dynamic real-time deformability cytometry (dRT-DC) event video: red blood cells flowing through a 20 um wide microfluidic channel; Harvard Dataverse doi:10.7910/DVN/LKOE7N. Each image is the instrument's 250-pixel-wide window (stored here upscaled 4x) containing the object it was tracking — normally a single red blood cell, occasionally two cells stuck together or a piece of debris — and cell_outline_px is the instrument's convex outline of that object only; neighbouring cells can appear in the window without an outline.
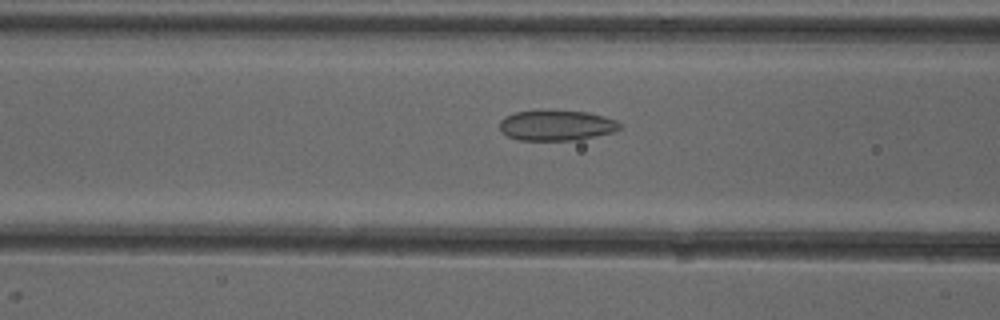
{"species": "common noctule bat (a hibernating species)", "species_latin": "Nyctalus noctula", "temperature_condition": "cold", "stored_images_in_passage": 52, "camera_frame_rate_fps": 3000, "um_per_image_px": 0.085, "animal": {"sex": "female"}, "frame": {"image": 1, "passage_image": 21, "time_ms": 6.667, "image_size_px": [1000, 320], "cell_outline_px": [[620, 128], [612, 132], [596, 136], [576, 140], [520, 140], [508, 136], [500, 128], [500, 120], [504, 116], [516, 112], [540, 108], [588, 112], [604, 116], [616, 120], [620, 124]], "centroid_in_image_um": [47.28, 10.62], "position_along_channel_um": 119.3, "area_um2": 21.73}}
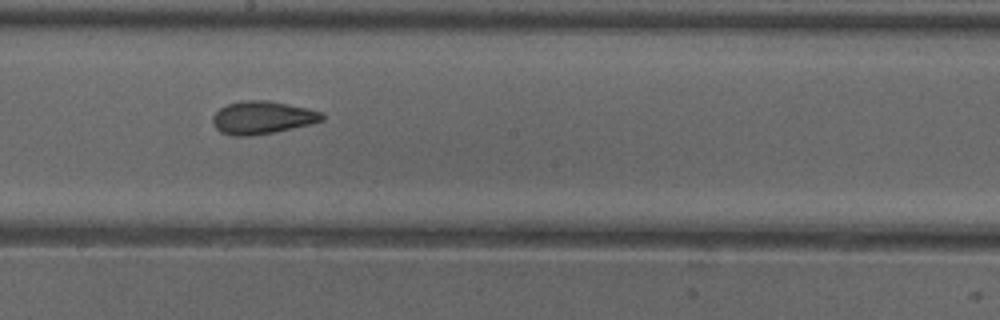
{"frame": {"image": 2, "passage_image": 29, "time_ms": 9.333, "image_size_px": [1000, 320], "cell_outline_px": [[324, 120], [276, 132], [252, 136], [232, 136], [220, 132], [212, 124], [212, 116], [220, 108], [228, 104], [244, 100], [268, 100], [308, 108], [320, 112], [324, 116]], "centroid_in_image_um": [22.26, 10.0], "position_along_channel_um": 225.9, "area_um2": 20.98}}
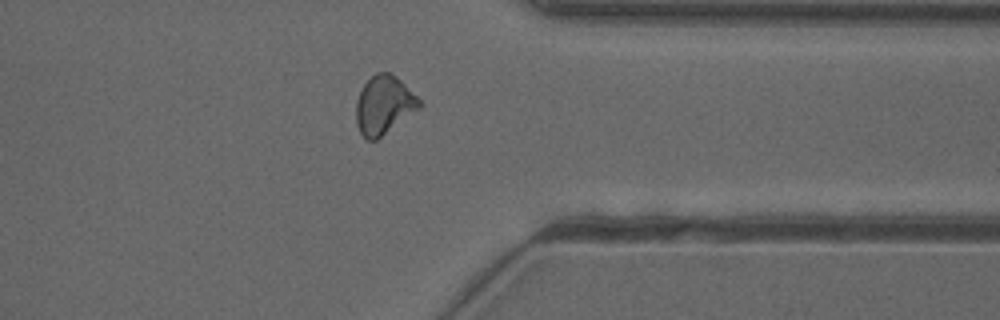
{"frame": {"image": 3, "passage_image": 41, "time_ms": 13.333, "image_size_px": [1000, 320], "cell_outline_px": [[424, 104], [420, 108], [376, 140], [368, 140], [360, 132], [356, 124], [356, 100], [364, 84], [376, 72], [392, 72]], "centroid_in_image_um": [32.63, 8.92], "position_along_channel_um": 378.8, "area_um2": 21.39}, "authors_computed_cell_mechanics": {"area_um2": 21.4149, "velocity_mm_per_s": 3.9872, "shape_relaxation_time_tau1_ms": null, "shape_relaxation_time_tau2_ms": 0.9497, "deformation_change_tau1": null, "deformation_change_tau2": 0.0622}}